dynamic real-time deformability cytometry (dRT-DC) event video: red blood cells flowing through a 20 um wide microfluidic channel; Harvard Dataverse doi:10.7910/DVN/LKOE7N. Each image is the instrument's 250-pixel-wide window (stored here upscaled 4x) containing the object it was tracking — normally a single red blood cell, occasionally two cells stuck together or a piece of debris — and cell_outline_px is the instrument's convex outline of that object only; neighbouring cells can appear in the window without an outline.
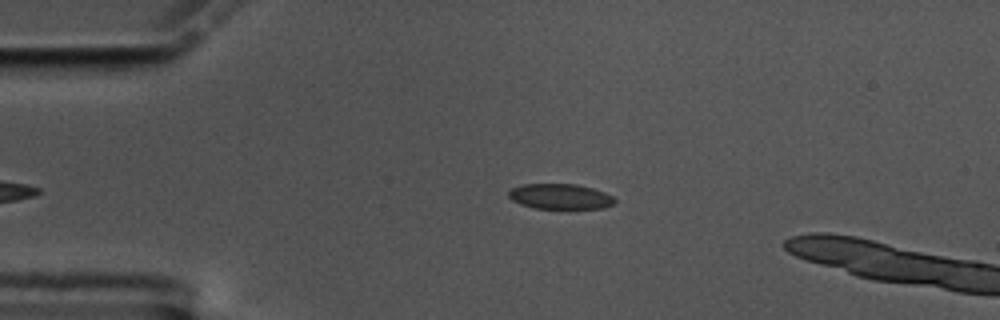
{"species": "common noctule bat (a hibernating species)", "species_latin": "Nyctalus noctula", "temperature_condition": "cold", "stored_images_in_passage": 7, "camera_frame_rate_fps": 3000, "um_per_image_px": 0.085, "animal": {"sex": "male", "body_mass_g": 17.5, "forearm_length_mm": 52.3}, "frame": {"image": 1, "passage_image": 3, "time_ms": 0.667, "image_size_px": [1000, 320], "cell_outline_px": [[616, 204], [604, 208], [536, 208], [520, 204], [512, 200], [508, 196], [508, 192], [512, 188], [520, 184], [576, 184], [592, 188], [604, 192], [612, 196], [616, 200]], "centroid_in_image_um": [47.62, 16.7], "position_along_channel_um": 37.4, "area_um2": 15.66}}